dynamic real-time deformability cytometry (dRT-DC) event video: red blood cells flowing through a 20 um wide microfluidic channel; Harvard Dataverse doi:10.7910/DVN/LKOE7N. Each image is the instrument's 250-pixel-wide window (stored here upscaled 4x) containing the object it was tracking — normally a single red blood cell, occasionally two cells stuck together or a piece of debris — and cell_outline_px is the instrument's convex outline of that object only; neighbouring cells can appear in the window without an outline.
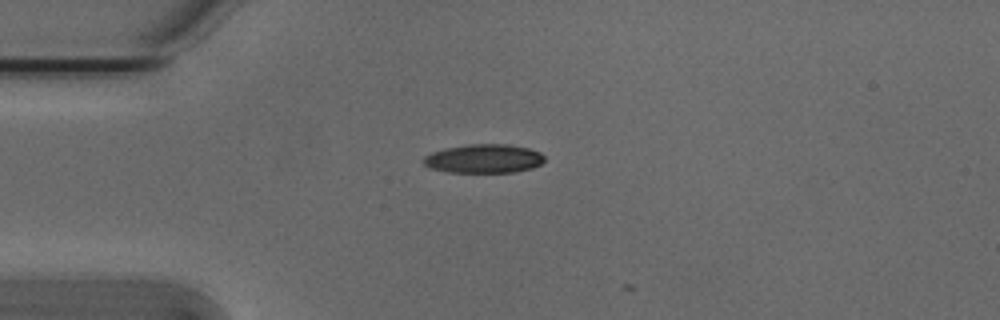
{"species": "Egyptian fruit bat (a non-hibernating species)", "species_latin": "Rousettus aegyptiacus", "temperature_condition": "cold", "stored_images_in_passage": 4, "camera_frame_rate_fps": 3000, "um_per_image_px": 0.085, "animal": {"sex": "male"}, "frame": {"image": 1, "passage_image": 1, "time_ms": 0.0, "image_size_px": [1000, 320], "cell_outline_px": [[544, 160], [540, 164], [532, 168], [516, 172], [448, 172], [432, 168], [424, 164], [424, 156], [432, 152], [444, 148], [468, 144], [508, 144], [528, 148], [540, 152], [544, 156]], "centroid_in_image_um": [41.14, 13.48], "position_along_channel_um": 43.9, "area_um2": 20.29}}